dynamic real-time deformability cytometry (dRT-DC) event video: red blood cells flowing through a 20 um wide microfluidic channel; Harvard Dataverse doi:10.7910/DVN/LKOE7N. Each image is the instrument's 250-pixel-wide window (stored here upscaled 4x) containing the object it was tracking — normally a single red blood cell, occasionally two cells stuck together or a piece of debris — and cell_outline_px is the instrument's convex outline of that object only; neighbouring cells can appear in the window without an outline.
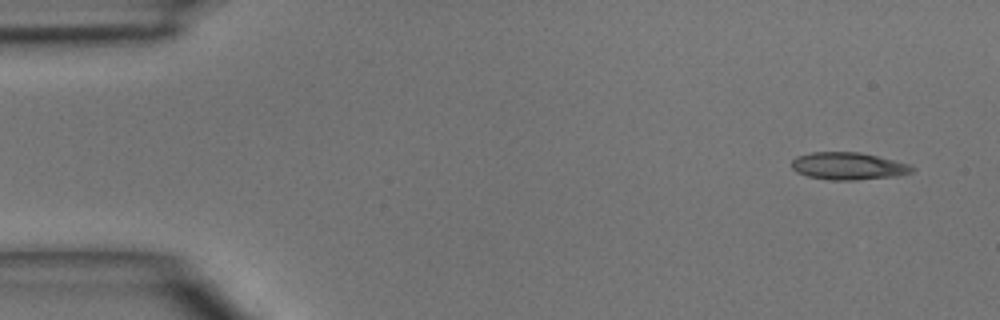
{"species": "common noctule bat (a hibernating species)", "species_latin": "Nyctalus noctula", "temperature_condition": "room temperature", "stored_images_in_passage": 8, "camera_frame_rate_fps": 3000, "um_per_image_px": 0.085, "animal": {"sex": "male", "body_mass_g": 15.6}, "frame": {"image": 1, "passage_image": 1, "time_ms": 0.0, "image_size_px": [1000, 320], "cell_outline_px": [[916, 168], [912, 172], [896, 176], [856, 180], [828, 180], [808, 176], [796, 172], [792, 168], [792, 160], [796, 156], [812, 152], [860, 152], [908, 164]], "centroid_in_image_um": [72.07, 14.12], "position_along_channel_um": 12.9, "area_um2": 19.13}}
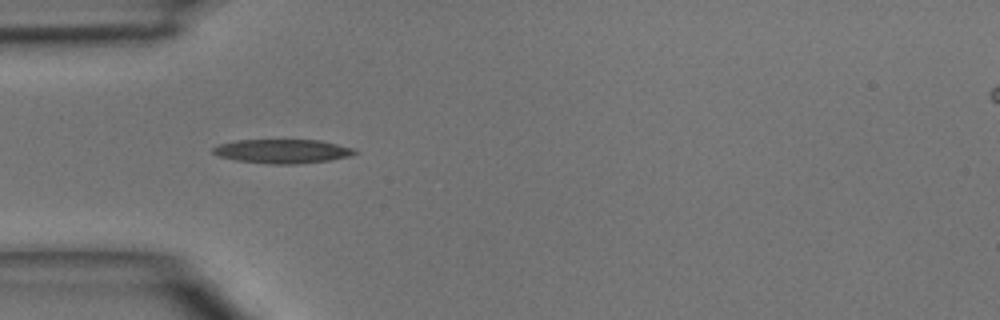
{"frame": {"image": 2, "passage_image": 4, "time_ms": 3.667, "image_size_px": [1000, 320], "cell_outline_px": [[360, 152], [352, 156], [328, 160], [296, 164], [268, 164], [236, 160], [220, 156], [212, 152], [212, 148], [220, 144], [236, 140], [320, 140], [352, 148]], "centroid_in_image_um": [24.02, 12.86], "position_along_channel_um": 61.0, "area_um2": 19.77}}
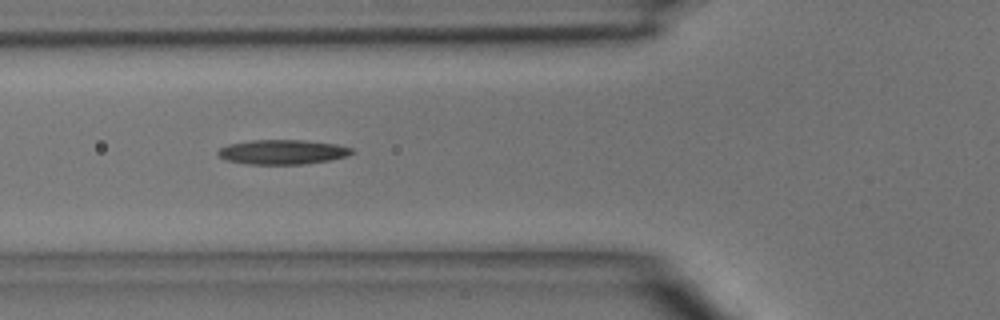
{"frame": {"image": 3, "passage_image": 5, "time_ms": 4.667, "image_size_px": [1000, 320], "cell_outline_px": [[356, 152], [348, 156], [328, 160], [304, 164], [248, 164], [228, 160], [220, 156], [216, 152], [220, 148], [228, 144], [252, 140], [304, 140], [336, 144], [352, 148]], "centroid_in_image_um": [24.04, 12.91], "position_along_channel_um": 101.8, "area_um2": 19.13}}